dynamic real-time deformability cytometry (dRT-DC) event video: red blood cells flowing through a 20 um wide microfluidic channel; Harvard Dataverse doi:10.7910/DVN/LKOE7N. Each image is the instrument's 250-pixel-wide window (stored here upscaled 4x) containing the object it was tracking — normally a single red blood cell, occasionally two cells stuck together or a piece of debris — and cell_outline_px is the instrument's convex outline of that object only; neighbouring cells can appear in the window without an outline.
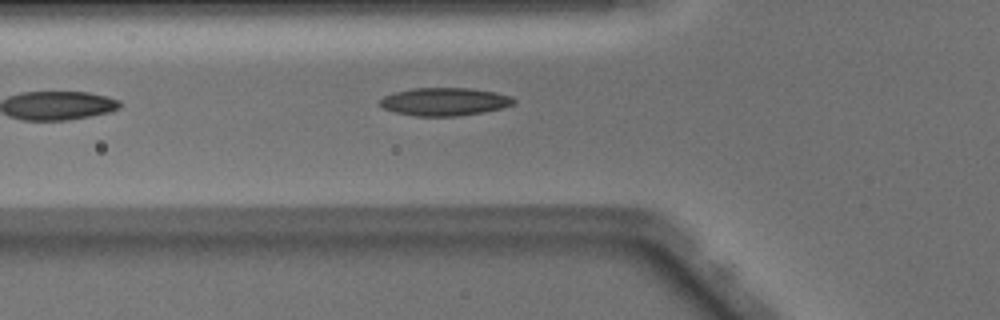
{"species": "Egyptian fruit bat (a non-hibernating species)", "species_latin": "Rousettus aegyptiacus", "temperature_condition": "warm", "stored_images_in_passage": 23, "camera_frame_rate_fps": 3000, "um_per_image_px": 0.085, "animal": {"sex": "male"}, "frame": {"image": 1, "passage_image": 4, "time_ms": 1.0, "image_size_px": [1000, 320], "cell_outline_px": [[516, 100], [512, 104], [500, 108], [484, 112], [456, 116], [416, 116], [396, 112], [384, 108], [380, 104], [380, 100], [384, 96], [392, 92], [412, 88], [468, 88], [492, 92], [512, 96]], "centroid_in_image_um": [37.76, 8.64], "position_along_channel_um": 88.0, "area_um2": 21.62}}
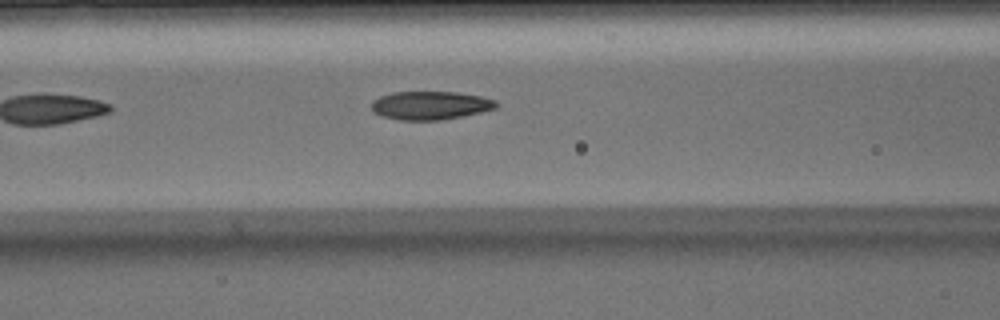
{"frame": {"image": 2, "passage_image": 7, "time_ms": 2.0, "image_size_px": [1000, 320], "cell_outline_px": [[500, 104], [496, 108], [480, 112], [440, 120], [400, 120], [384, 116], [372, 112], [372, 100], [380, 96], [392, 92], [456, 92], [480, 96], [496, 100]], "centroid_in_image_um": [36.58, 8.95], "position_along_channel_um": 130.0, "area_um2": 20.58}}